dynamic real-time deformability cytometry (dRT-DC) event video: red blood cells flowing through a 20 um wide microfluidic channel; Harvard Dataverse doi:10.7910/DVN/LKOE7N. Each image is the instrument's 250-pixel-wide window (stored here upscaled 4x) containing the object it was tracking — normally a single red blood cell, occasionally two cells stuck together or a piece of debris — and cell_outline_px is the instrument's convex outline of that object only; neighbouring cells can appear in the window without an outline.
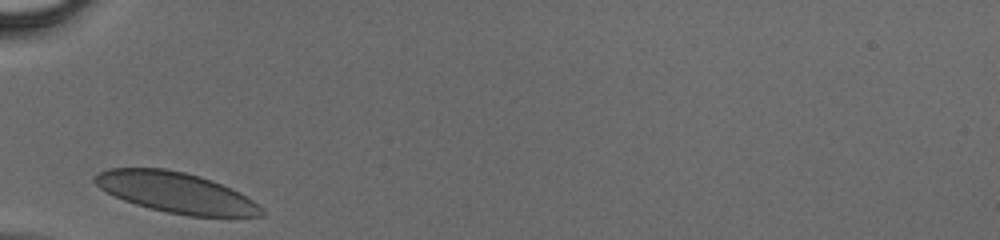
{"species": "human", "species_latin": "Homo sapiens", "temperature_condition": "cold", "stored_images_in_passage": 23, "camera_frame_rate_fps": 3000, "um_per_image_px": 0.085, "donor": {"sex": "male"}, "frame": {"image": 1, "passage_image": 1, "time_ms": 0.0, "image_size_px": [1000, 240], "cell_outline_px": [[264, 216], [188, 216], [148, 208], [124, 200], [100, 188], [92, 180], [100, 172], [108, 168], [164, 168], [184, 172], [200, 176], [212, 180], [252, 200], [264, 212]], "centroid_in_image_um": [14.92, 16.36], "position_along_channel_um": 70.1, "area_um2": 38.67}}
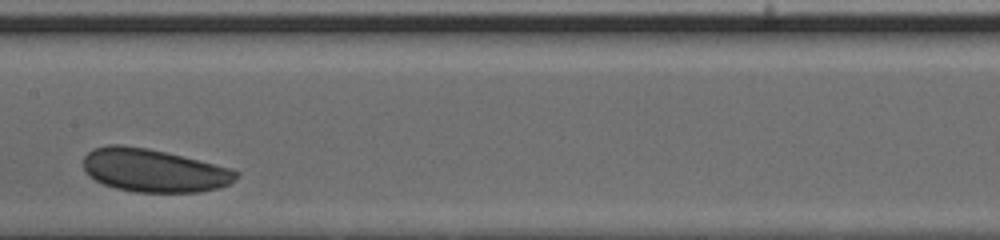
{"frame": {"image": 2, "passage_image": 10, "time_ms": 3.0, "image_size_px": [1000, 240], "cell_outline_px": [[240, 172], [228, 184], [220, 188], [196, 192], [136, 192], [116, 188], [104, 184], [88, 176], [84, 168], [84, 156], [92, 148], [108, 144], [120, 144], [148, 148], [232, 168]], "centroid_in_image_um": [13.04, 14.48], "position_along_channel_um": 194.4, "area_um2": 38.32}}
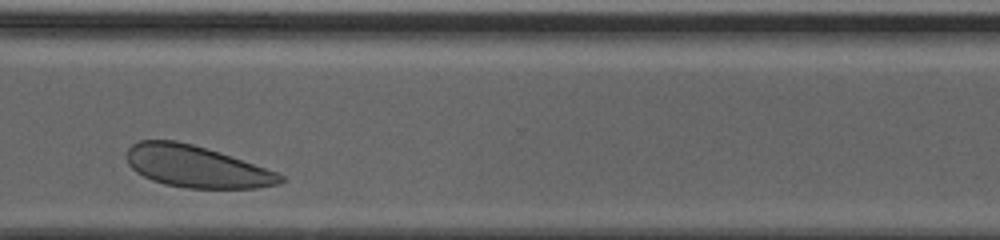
{"frame": {"image": 3, "passage_image": 21, "time_ms": 6.667, "image_size_px": [1000, 240], "cell_outline_px": [[284, 180], [280, 184], [256, 188], [184, 188], [164, 184], [152, 180], [136, 172], [128, 164], [124, 156], [128, 148], [132, 144], [140, 140], [176, 140], [192, 144], [220, 152], [276, 172], [284, 176]], "centroid_in_image_um": [16.65, 14.15], "position_along_channel_um": 354.0, "area_um2": 37.45}}